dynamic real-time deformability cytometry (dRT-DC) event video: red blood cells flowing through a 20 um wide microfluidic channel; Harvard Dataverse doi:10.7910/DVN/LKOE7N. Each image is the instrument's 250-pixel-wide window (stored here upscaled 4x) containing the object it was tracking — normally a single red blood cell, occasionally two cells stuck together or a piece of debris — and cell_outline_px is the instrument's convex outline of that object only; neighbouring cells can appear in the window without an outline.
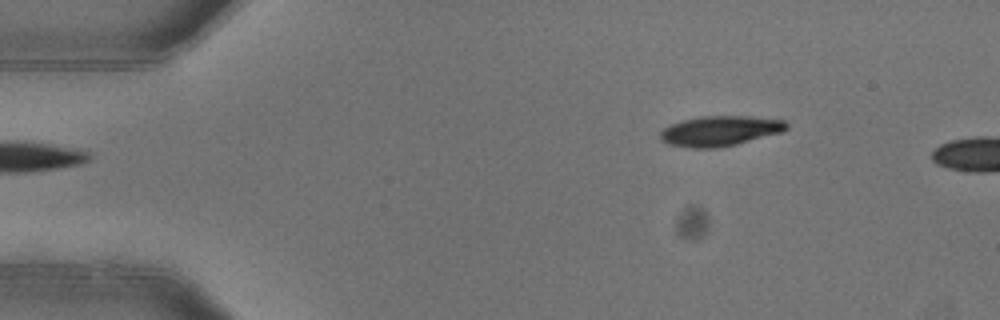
{"species": "common noctule bat (a hibernating species)", "species_latin": "Nyctalus noctula", "temperature_condition": "warm", "stored_images_in_passage": 3, "camera_frame_rate_fps": 3000, "um_per_image_px": 0.085, "animal": {"sex": "female"}, "frame": {"image": 1, "passage_image": 3, "time_ms": 0.667, "image_size_px": [1000, 320], "cell_outline_px": [[788, 128], [784, 132], [720, 148], [688, 148], [668, 144], [660, 140], [660, 132], [664, 128], [680, 120], [700, 116], [748, 116], [784, 120], [788, 124]], "centroid_in_image_um": [61.2, 11.13], "position_along_channel_um": 23.8, "area_um2": 22.43}}